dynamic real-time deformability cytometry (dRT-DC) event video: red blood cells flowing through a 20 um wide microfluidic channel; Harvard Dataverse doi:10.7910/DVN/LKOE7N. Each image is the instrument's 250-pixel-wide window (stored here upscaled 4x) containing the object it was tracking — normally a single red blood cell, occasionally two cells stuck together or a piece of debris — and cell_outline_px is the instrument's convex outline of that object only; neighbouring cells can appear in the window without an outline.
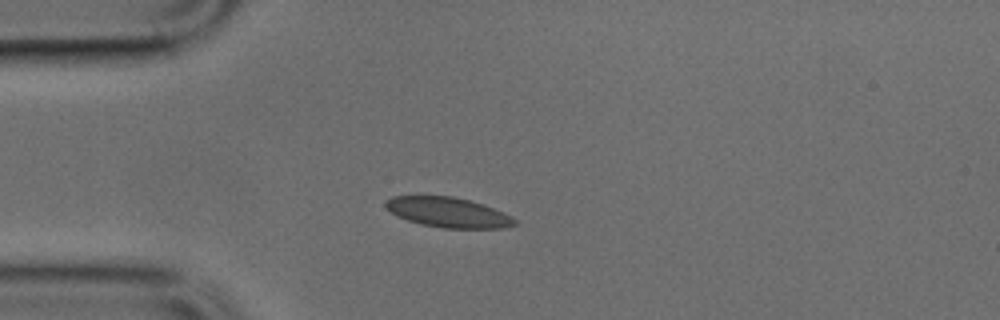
{"species": "common noctule bat (a hibernating species)", "species_latin": "Nyctalus noctula", "temperature_condition": "cold", "stored_images_in_passage": 38, "camera_frame_rate_fps": 3000, "um_per_image_px": 0.085, "animal": {"sex": "male", "body_mass_g": 17.9, "forearm_length_mm": 54.2}, "frame": {"image": 1, "passage_image": 1, "time_ms": 0.0, "image_size_px": [1000, 320], "cell_outline_px": [[516, 224], [504, 228], [444, 228], [420, 224], [396, 216], [384, 204], [384, 200], [392, 196], [452, 196], [484, 204], [504, 212], [512, 216], [516, 220]], "centroid_in_image_um": [38.1, 18.05], "position_along_channel_um": 46.9, "area_um2": 22.6}}
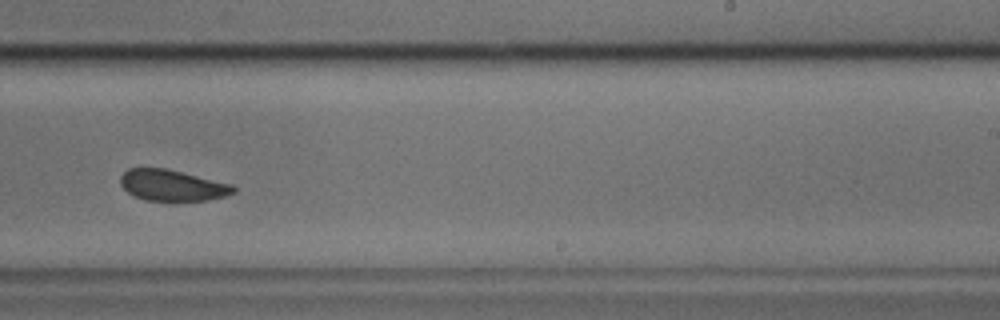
{"frame": {"image": 2, "passage_image": 19, "time_ms": 6.0, "image_size_px": [1000, 320], "cell_outline_px": [[236, 192], [224, 196], [204, 200], [148, 200], [136, 196], [128, 192], [120, 184], [120, 176], [128, 168], [168, 168], [232, 184], [236, 188]], "centroid_in_image_um": [14.65, 15.73], "position_along_channel_um": 274.4, "area_um2": 20.35}}
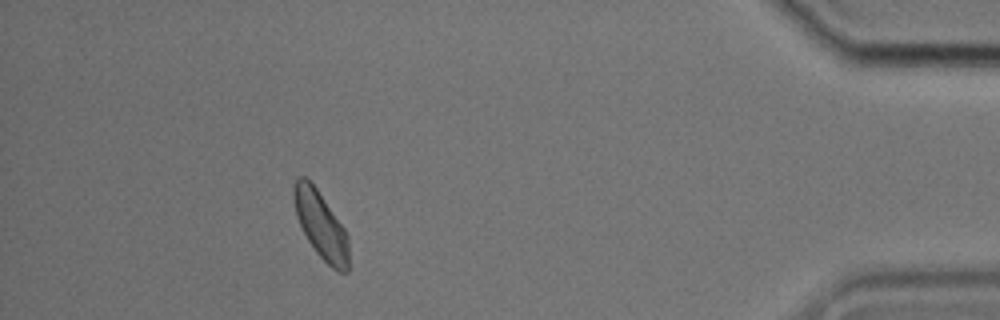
{"frame": {"image": 3, "passage_image": 33, "time_ms": 10.667, "image_size_px": [1000, 320], "cell_outline_px": [[348, 272], [340, 272], [332, 268], [316, 252], [308, 240], [296, 216], [292, 196], [292, 188], [296, 176], [304, 176], [316, 188], [344, 228], [348, 236]], "centroid_in_image_um": [27.24, 19.11], "position_along_channel_um": 408.0, "area_um2": 21.33}}